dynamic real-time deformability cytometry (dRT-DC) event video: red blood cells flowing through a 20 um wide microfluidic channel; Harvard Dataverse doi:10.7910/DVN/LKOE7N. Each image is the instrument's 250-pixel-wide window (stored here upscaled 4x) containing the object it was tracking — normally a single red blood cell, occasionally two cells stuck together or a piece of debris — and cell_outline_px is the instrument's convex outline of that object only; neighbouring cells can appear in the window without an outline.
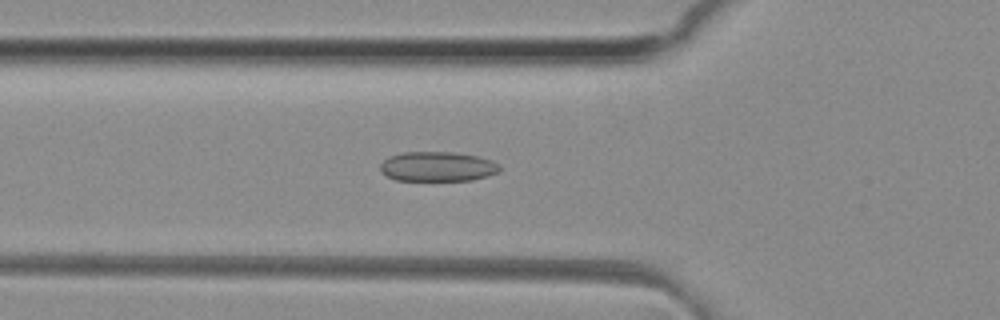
{"species": "common noctule bat (a hibernating species)", "species_latin": "Nyctalus noctula", "temperature_condition": "room temperature", "stored_images_in_passage": 41, "camera_frame_rate_fps": 3000, "um_per_image_px": 0.085, "animal": {"sex": "female", "body_mass_g": 29.2, "forearm_length_mm": 56.3}, "frame": {"image": 1, "passage_image": 9, "time_ms": 2.667, "image_size_px": [1000, 320], "cell_outline_px": [[500, 172], [488, 176], [472, 180], [396, 180], [380, 172], [380, 164], [388, 156], [404, 152], [452, 152], [476, 156], [492, 160], [500, 164]], "centroid_in_image_um": [37.2, 14.15], "position_along_channel_um": 88.6, "area_um2": 20.75}}
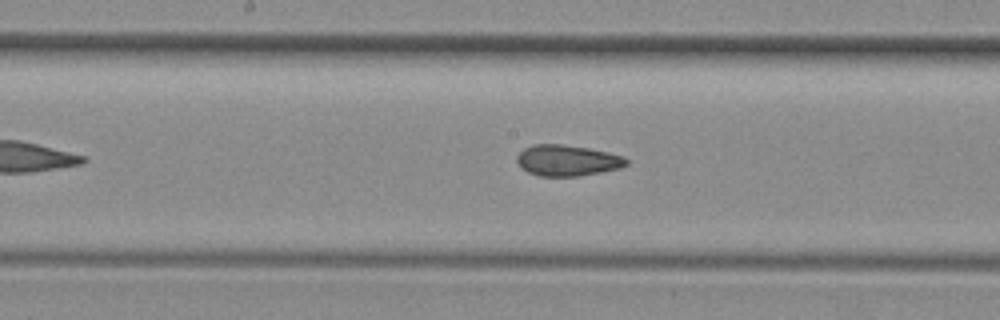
{"frame": {"image": 2, "passage_image": 17, "time_ms": 5.333, "image_size_px": [1000, 320], "cell_outline_px": [[628, 164], [620, 168], [580, 176], [540, 176], [528, 172], [516, 160], [516, 156], [524, 148], [532, 144], [564, 144], [588, 148], [608, 152], [624, 156], [628, 160]], "centroid_in_image_um": [48.24, 13.63], "position_along_channel_um": 200.0, "area_um2": 19.77}}
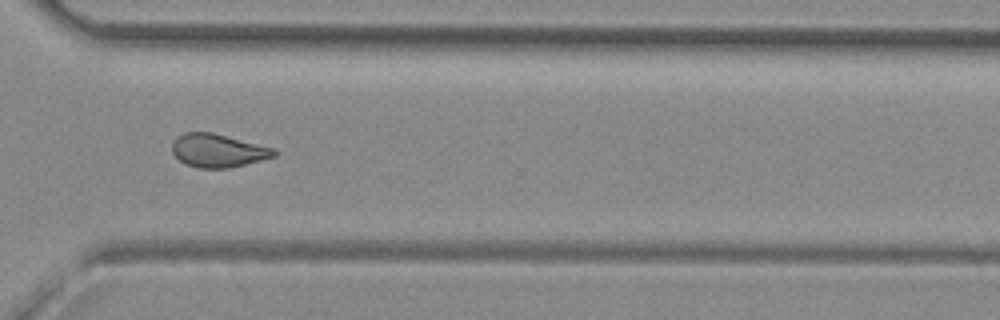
{"frame": {"image": 3, "passage_image": 28, "time_ms": 9.0, "image_size_px": [1000, 320], "cell_outline_px": [[276, 156], [228, 168], [196, 168], [184, 164], [172, 152], [172, 144], [184, 132], [212, 132], [276, 148]], "centroid_in_image_um": [18.54, 12.8], "position_along_channel_um": 352.1, "area_um2": 19.71}, "authors_computed_cell_mechanics": {"area_um2": 19.8254, "velocity_mm_per_s": 4.1553, "shape_relaxation_time_tau1_ms": null, "shape_relaxation_time_tau2_ms": 2.3338, "deformation_change_tau1": null, "deformation_change_tau2": 0.0948}}